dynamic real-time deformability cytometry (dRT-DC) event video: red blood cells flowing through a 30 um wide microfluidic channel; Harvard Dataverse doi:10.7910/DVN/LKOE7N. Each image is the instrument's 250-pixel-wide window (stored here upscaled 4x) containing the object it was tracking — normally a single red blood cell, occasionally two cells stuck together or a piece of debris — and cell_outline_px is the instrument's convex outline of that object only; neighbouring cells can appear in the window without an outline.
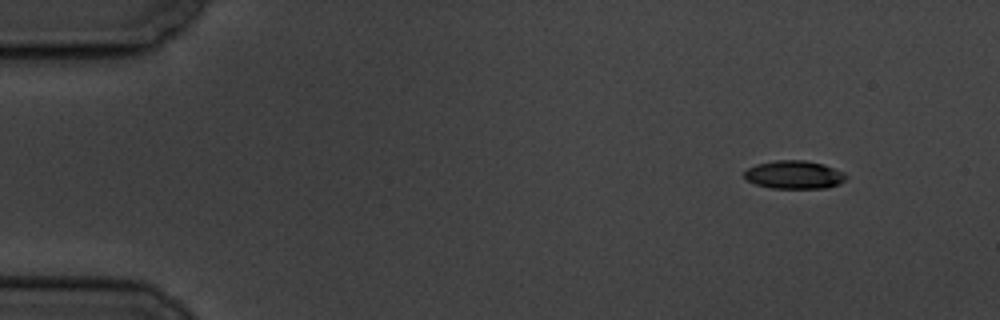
{"species": "common noctule bat (a hibernating species)", "species_latin": "Nyctalus noctula", "temperature_condition": "cold", "stored_images_in_passage": 4, "camera_frame_rate_fps": 3000, "um_per_image_px": 0.085, "animal": {"sex": "male", "body_mass_g": 19.5, "forearm_length_mm": 54.6}, "frame": {"image": 1, "passage_image": 1, "time_ms": 0.0, "image_size_px": [1000, 320], "cell_outline_px": [[848, 176], [840, 184], [828, 188], [772, 188], [756, 184], [748, 180], [744, 176], [744, 172], [748, 168], [756, 164], [776, 160], [804, 160], [824, 164], [844, 172]], "centroid_in_image_um": [67.54, 14.85], "position_along_channel_um": 17.5, "area_um2": 16.76}}